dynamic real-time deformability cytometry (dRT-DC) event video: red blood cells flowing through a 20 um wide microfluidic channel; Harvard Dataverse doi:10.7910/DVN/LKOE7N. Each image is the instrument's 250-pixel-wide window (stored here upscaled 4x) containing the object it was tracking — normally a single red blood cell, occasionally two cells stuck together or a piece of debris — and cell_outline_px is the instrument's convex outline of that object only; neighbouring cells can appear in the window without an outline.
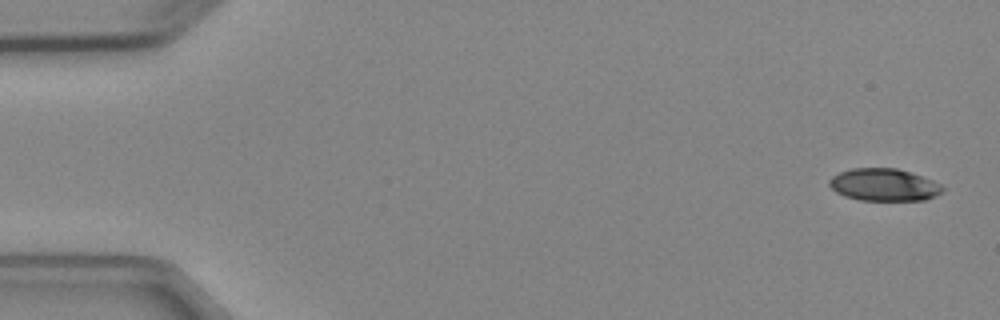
{"species": "Egyptian fruit bat (a non-hibernating species)", "species_latin": "Rousettus aegyptiacus", "temperature_condition": "cold", "stored_images_in_passage": 4, "camera_frame_rate_fps": 3000, "um_per_image_px": 0.085, "animal": {"sex": "female"}, "frame": {"image": 1, "passage_image": 1, "time_ms": 0.0, "image_size_px": [1000, 320], "cell_outline_px": [[944, 188], [936, 196], [924, 200], [860, 200], [844, 196], [836, 192], [828, 184], [828, 180], [832, 176], [840, 172], [852, 168], [896, 168], [912, 172], [932, 180], [940, 184]], "centroid_in_image_um": [75.12, 15.7], "position_along_channel_um": 9.9, "area_um2": 21.39}}